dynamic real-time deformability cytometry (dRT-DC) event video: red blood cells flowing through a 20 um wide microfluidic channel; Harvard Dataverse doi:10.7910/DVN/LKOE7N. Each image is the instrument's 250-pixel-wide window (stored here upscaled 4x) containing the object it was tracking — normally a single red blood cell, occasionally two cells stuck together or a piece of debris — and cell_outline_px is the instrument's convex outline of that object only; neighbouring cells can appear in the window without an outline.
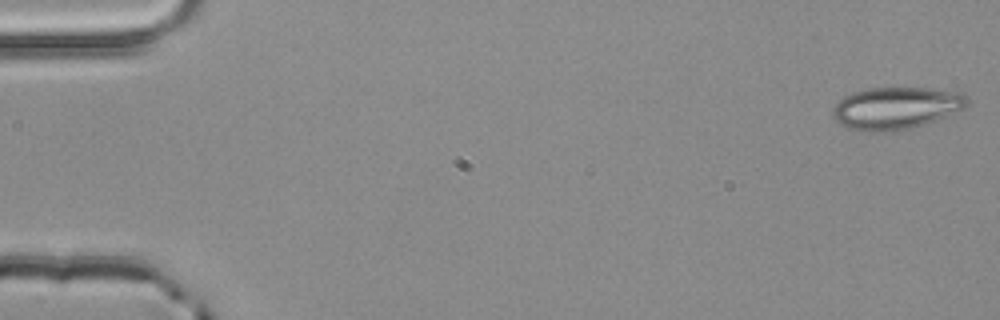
{"species": "common noctule bat (a hibernating species)", "species_latin": "Nyctalus noctula", "temperature_condition": "room temperature", "stored_images_in_passage": 4, "camera_frame_rate_fps": 3000, "um_per_image_px": 0.085, "animal": {"sex": "male", "body_mass_g": 20.4}, "frame": {"image": 1, "passage_image": 1, "time_ms": 0.0, "image_size_px": [1000, 320], "cell_outline_px": [[968, 104], [964, 108], [936, 120], [912, 128], [892, 132], [872, 132], [848, 128], [840, 124], [832, 116], [832, 108], [844, 96], [852, 92], [868, 88], [928, 88], [964, 92], [968, 100]], "centroid_in_image_um": [76.16, 9.19], "position_along_channel_um": 8.8, "area_um2": 33.23}}